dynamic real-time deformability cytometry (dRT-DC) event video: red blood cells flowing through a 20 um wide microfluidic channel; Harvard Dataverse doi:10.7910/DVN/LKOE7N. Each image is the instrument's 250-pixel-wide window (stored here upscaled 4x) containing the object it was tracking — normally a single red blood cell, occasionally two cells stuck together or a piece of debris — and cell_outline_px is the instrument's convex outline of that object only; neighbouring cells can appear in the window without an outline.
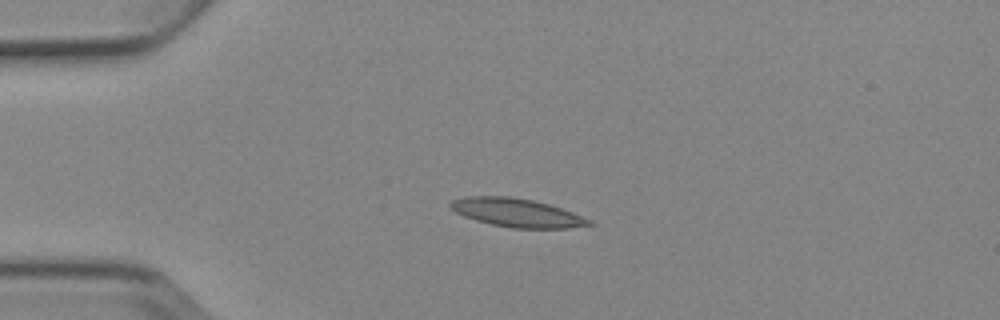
{"species": "Egyptian fruit bat (a non-hibernating species)", "species_latin": "Rousettus aegyptiacus", "temperature_condition": "cold", "stored_images_in_passage": 3, "camera_frame_rate_fps": 3000, "um_per_image_px": 0.085, "animal": {"sex": "female"}, "frame": {"image": 1, "passage_image": 2, "time_ms": 1.333, "image_size_px": [1000, 320], "cell_outline_px": [[596, 224], [568, 228], [512, 228], [492, 224], [476, 220], [464, 216], [456, 212], [448, 204], [452, 200], [464, 196], [512, 196], [532, 200], [548, 204], [572, 212], [592, 220]], "centroid_in_image_um": [43.94, 18.08], "position_along_channel_um": 41.1, "area_um2": 22.95}}